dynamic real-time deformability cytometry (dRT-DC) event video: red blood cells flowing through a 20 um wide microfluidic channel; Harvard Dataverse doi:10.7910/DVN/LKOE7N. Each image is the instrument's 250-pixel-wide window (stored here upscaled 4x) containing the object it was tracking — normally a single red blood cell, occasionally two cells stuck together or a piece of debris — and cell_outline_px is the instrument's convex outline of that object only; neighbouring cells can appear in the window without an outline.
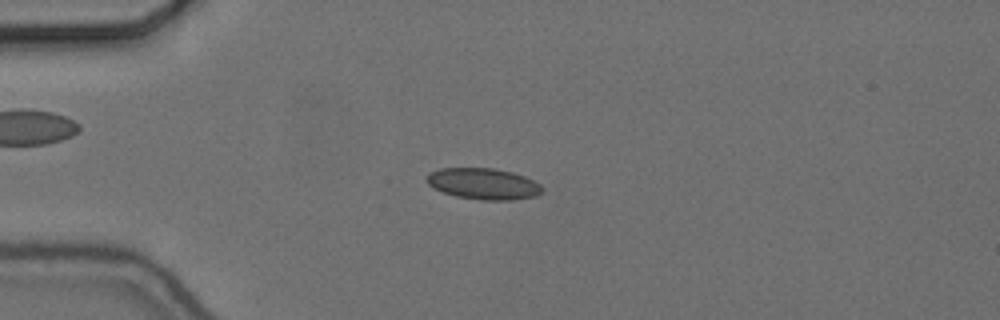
{"species": "common noctule bat (a hibernating species)", "species_latin": "Nyctalus noctula", "temperature_condition": "cold", "stored_images_in_passage": 31, "camera_frame_rate_fps": 3000, "um_per_image_px": 0.085, "animal": {"sex": "female", "body_mass_g": 24.6, "forearm_length_mm": 56.2}, "frame": {"image": 1, "passage_image": 14, "time_ms": 4.333, "image_size_px": [1000, 320], "cell_outline_px": [[544, 188], [536, 196], [512, 200], [484, 200], [456, 196], [432, 188], [428, 184], [428, 172], [440, 168], [496, 168], [512, 172], [524, 176], [540, 184]], "centroid_in_image_um": [41.09, 15.61], "position_along_channel_um": 43.9, "area_um2": 20.98}}
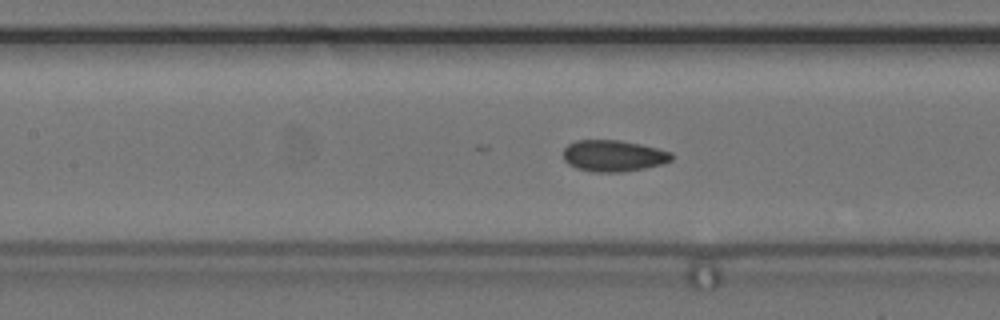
{"frame": {"image": 2, "passage_image": 25, "time_ms": 8.0, "image_size_px": [1000, 320], "cell_outline_px": [[672, 160], [660, 164], [644, 168], [620, 172], [592, 172], [576, 168], [568, 164], [564, 160], [564, 148], [568, 144], [576, 140], [620, 140], [640, 144], [672, 152]], "centroid_in_image_um": [52.11, 13.24], "position_along_channel_um": 155.3, "area_um2": 19.77}}
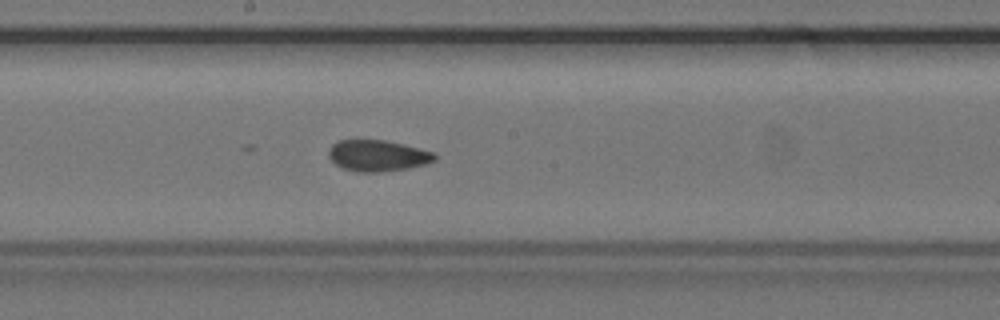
{"frame": {"image": 3, "passage_image": 30, "time_ms": 9.667, "image_size_px": [1000, 320], "cell_outline_px": [[436, 160], [424, 164], [408, 168], [380, 172], [356, 172], [344, 168], [336, 164], [328, 156], [328, 148], [332, 144], [340, 140], [384, 140], [404, 144], [436, 152]], "centroid_in_image_um": [32.11, 13.22], "position_along_channel_um": 216.1, "area_um2": 19.36}}